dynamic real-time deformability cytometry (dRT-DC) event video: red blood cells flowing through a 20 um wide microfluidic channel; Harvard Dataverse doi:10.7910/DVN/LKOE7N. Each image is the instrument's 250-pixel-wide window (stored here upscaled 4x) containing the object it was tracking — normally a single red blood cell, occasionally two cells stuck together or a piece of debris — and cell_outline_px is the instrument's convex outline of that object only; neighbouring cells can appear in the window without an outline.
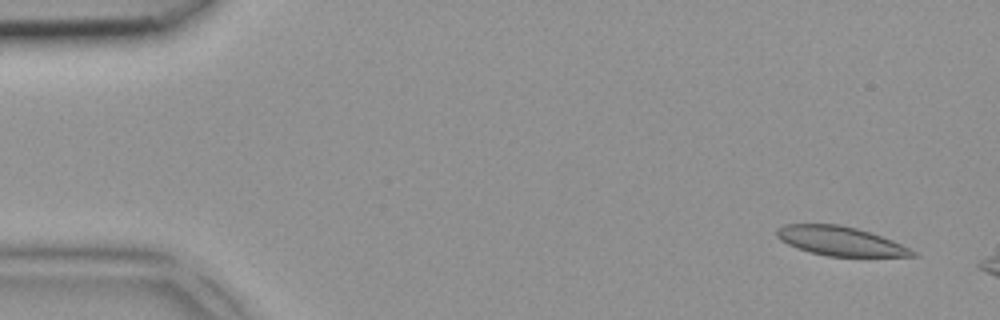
{"species": "common noctule bat (a hibernating species)", "species_latin": "Nyctalus noctula", "temperature_condition": "room temperature", "stored_images_in_passage": 3, "camera_frame_rate_fps": 3000, "um_per_image_px": 0.085, "animal": {"sex": "female", "body_mass_g": 18.4}, "frame": {"image": 1, "passage_image": 1, "time_ms": 0.0, "image_size_px": [1000, 320], "cell_outline_px": [[920, 256], [828, 256], [812, 252], [788, 244], [780, 240], [776, 236], [776, 228], [784, 224], [840, 224], [856, 228], [892, 240], [916, 252]], "centroid_in_image_um": [71.39, 20.48], "position_along_channel_um": 13.6, "area_um2": 22.72}}